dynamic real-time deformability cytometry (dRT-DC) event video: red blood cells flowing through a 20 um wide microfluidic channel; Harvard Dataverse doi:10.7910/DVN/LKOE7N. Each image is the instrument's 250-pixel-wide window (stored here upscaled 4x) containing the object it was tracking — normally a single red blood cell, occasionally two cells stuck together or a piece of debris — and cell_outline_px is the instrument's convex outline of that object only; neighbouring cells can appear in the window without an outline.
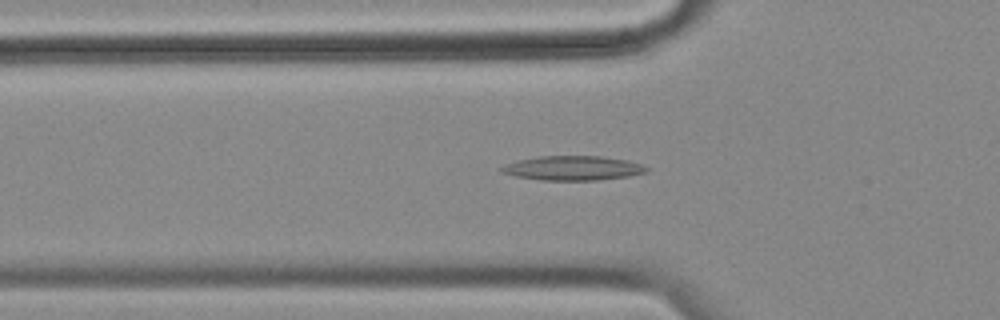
{"species": "common noctule bat (a hibernating species)", "species_latin": "Nyctalus noctula", "temperature_condition": "cold", "stored_images_in_passage": 58, "camera_frame_rate_fps": 3000, "um_per_image_px": 0.085, "animal": {"sex": "female", "body_mass_g": 18.4}, "frame": {"image": 1, "passage_image": 19, "time_ms": 6.0, "image_size_px": [1000, 320], "cell_outline_px": [[648, 172], [628, 176], [596, 180], [540, 180], [516, 176], [500, 172], [500, 168], [508, 164], [520, 160], [540, 156], [600, 156], [628, 160], [640, 164], [648, 168]], "centroid_in_image_um": [48.72, 14.29], "position_along_channel_um": 77.1, "area_um2": 20.4}}
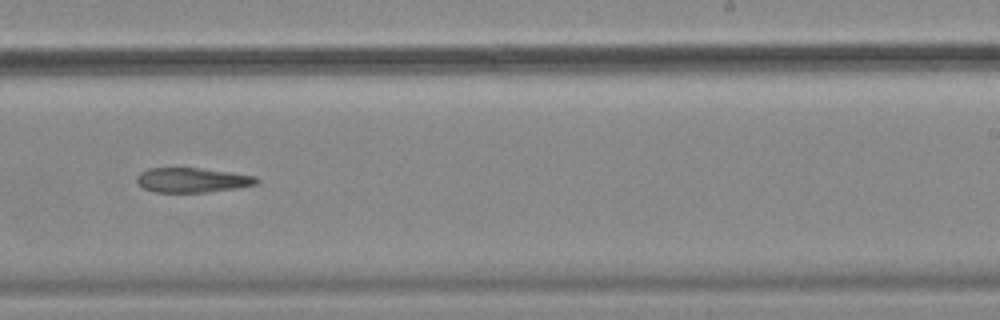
{"frame": {"image": 2, "passage_image": 36, "time_ms": 11.667, "image_size_px": [1000, 320], "cell_outline_px": [[260, 180], [256, 184], [236, 188], [208, 192], [156, 192], [144, 188], [136, 180], [136, 176], [140, 172], [148, 168], [200, 168], [256, 176]], "centroid_in_image_um": [16.33, 15.3], "position_along_channel_um": 272.7, "area_um2": 17.11}}
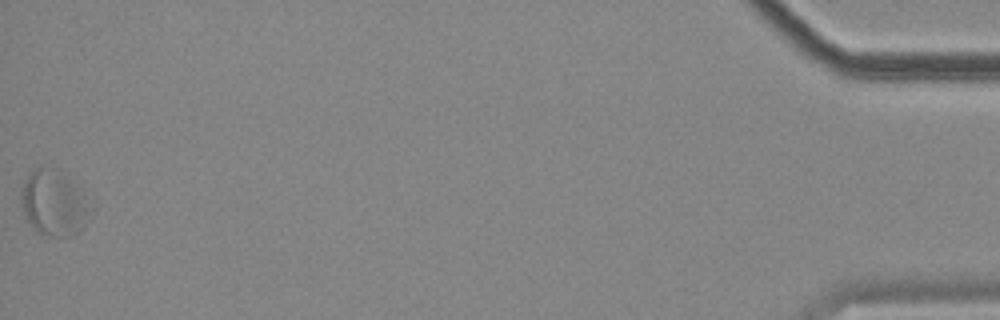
{"frame": {"image": 3, "passage_image": 58, "time_ms": 19.0, "image_size_px": [1000, 320], "cell_outline_px": [[84, 228], [80, 232], [72, 236], [52, 236], [36, 232], [28, 220], [20, 204], [20, 188], [28, 176], [36, 168], [60, 168], [76, 188], [84, 208]], "centroid_in_image_um": [4.43, 17.27], "position_along_channel_um": 430.8, "area_um2": 25.03}}